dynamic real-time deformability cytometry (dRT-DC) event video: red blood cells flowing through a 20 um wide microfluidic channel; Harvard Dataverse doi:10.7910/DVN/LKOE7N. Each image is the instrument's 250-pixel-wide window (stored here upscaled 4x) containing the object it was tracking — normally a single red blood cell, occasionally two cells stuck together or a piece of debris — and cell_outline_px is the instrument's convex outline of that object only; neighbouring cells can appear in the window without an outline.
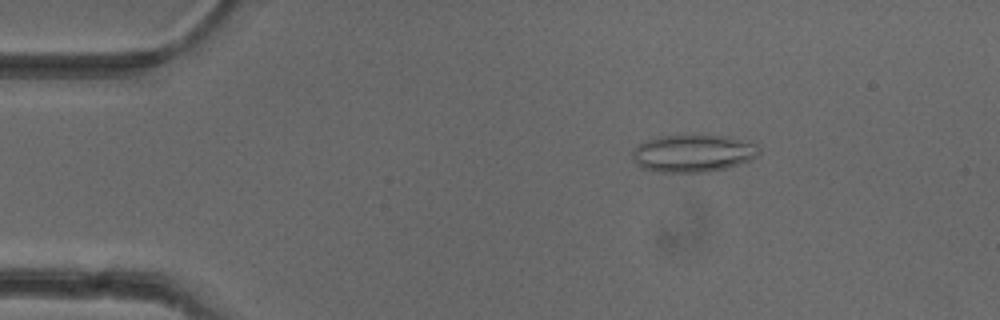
{"species": "common noctule bat (a hibernating species)", "species_latin": "Nyctalus noctula", "temperature_condition": "cold", "stored_images_in_passage": 51, "camera_frame_rate_fps": 3000, "um_per_image_px": 0.085, "animal": {"sex": "female"}, "frame": {"image": 1, "passage_image": 8, "time_ms": 2.333, "image_size_px": [1000, 320], "cell_outline_px": [[760, 152], [756, 156], [740, 164], [724, 168], [704, 172], [656, 172], [640, 168], [632, 160], [632, 152], [640, 144], [656, 136], [728, 136], [748, 140], [756, 144], [760, 148]], "centroid_in_image_um": [58.9, 13.04], "position_along_channel_um": 26.1, "area_um2": 27.63}}
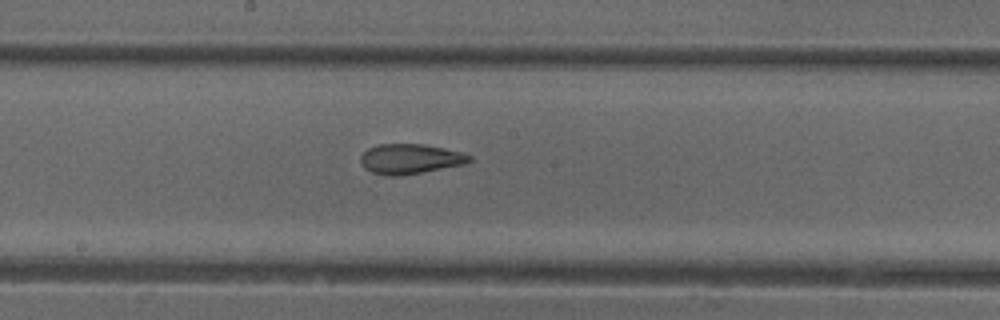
{"frame": {"image": 2, "passage_image": 27, "time_ms": 8.667, "image_size_px": [1000, 320], "cell_outline_px": [[472, 160], [464, 164], [400, 176], [388, 176], [372, 172], [364, 168], [360, 160], [360, 156], [368, 148], [380, 144], [424, 144], [460, 152], [472, 156]], "centroid_in_image_um": [34.83, 13.51], "position_along_channel_um": 213.4, "area_um2": 18.84}}
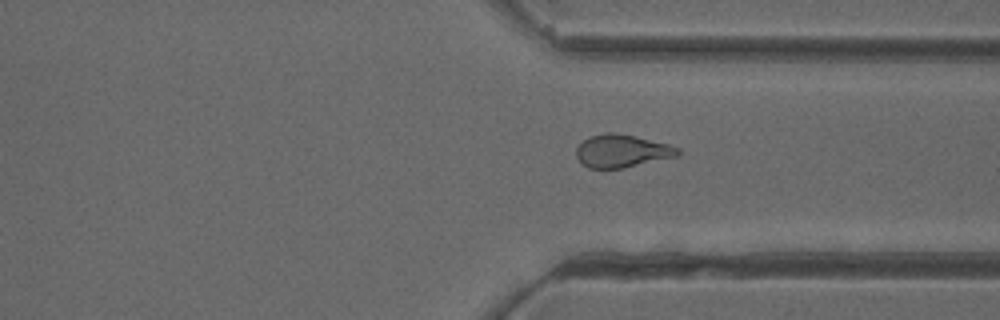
{"frame": {"image": 3, "passage_image": 38, "time_ms": 12.333, "image_size_px": [1000, 320], "cell_outline_px": [[680, 156], [624, 168], [588, 168], [576, 156], [576, 148], [588, 136], [608, 132], [612, 132], [636, 136], [668, 144], [680, 148]], "centroid_in_image_um": [52.9, 12.83], "position_along_channel_um": 358.5, "area_um2": 19.54}, "authors_computed_cell_mechanics": {"area_um2": 20.7502, "velocity_mm_per_s": 3.9742, "shape_relaxation_time_tau1_ms": 8.2683, "shape_relaxation_time_tau2_ms": 2.0702, "deformation_change_tau1": 0.1764, "deformation_change_tau2": 0.0868}}